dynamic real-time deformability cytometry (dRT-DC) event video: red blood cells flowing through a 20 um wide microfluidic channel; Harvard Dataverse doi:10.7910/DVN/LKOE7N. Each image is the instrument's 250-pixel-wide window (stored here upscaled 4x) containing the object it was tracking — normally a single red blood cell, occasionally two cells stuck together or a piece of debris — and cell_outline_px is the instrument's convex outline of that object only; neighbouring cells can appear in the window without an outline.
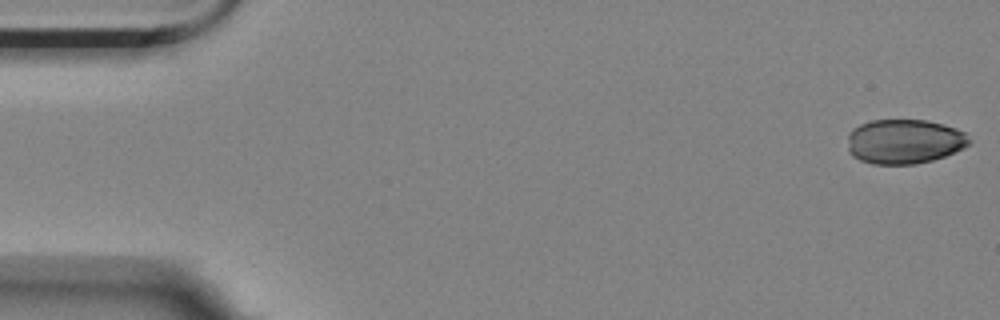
{"species": "Egyptian fruit bat (a non-hibernating species)", "species_latin": "Rousettus aegyptiacus", "temperature_condition": "room temperature", "stored_images_in_passage": 2, "segment_of_instrument_passage": [2, 2], "camera_frame_rate_fps": 3000, "um_per_image_px": 0.085, "animal": {"sex": "female"}, "frame": {"image": 1, "passage_image": 2, "time_ms": 0.333, "image_size_px": [1000, 320], "cell_outline_px": [[972, 140], [964, 148], [944, 156], [932, 160], [916, 164], [872, 164], [860, 160], [852, 156], [848, 152], [848, 132], [852, 128], [860, 124], [872, 120], [924, 120], [944, 124], [956, 128], [964, 132]], "centroid_in_image_um": [76.85, 12.02], "position_along_channel_um": 8.2, "area_um2": 31.85}}